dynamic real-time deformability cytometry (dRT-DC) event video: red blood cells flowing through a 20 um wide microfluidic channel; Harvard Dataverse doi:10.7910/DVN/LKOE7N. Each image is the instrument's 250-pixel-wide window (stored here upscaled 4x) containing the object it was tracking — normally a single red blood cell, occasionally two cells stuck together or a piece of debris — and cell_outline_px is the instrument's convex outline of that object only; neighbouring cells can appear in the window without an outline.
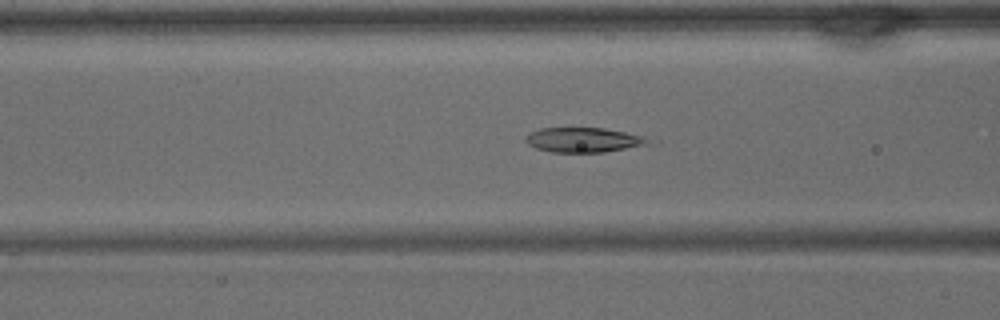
{"species": "common noctule bat (a hibernating species)", "species_latin": "Nyctalus noctula", "temperature_condition": "warm", "stored_images_in_passage": 41, "camera_frame_rate_fps": 3000, "um_per_image_px": 0.085, "animal": {"sex": "male", "body_mass_g": 15.6}, "frame": {"image": 1, "passage_image": 15, "time_ms": 4.667, "image_size_px": [1000, 320], "cell_outline_px": [[652, 140], [648, 144], [604, 152], [552, 152], [536, 148], [528, 144], [524, 140], [524, 136], [540, 128], [604, 128], [644, 136]], "centroid_in_image_um": [49.57, 11.89], "position_along_channel_um": 117.0, "area_um2": 17.57}}
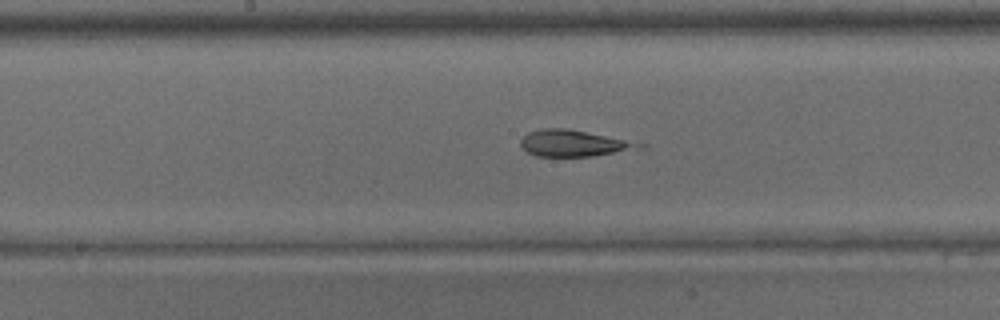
{"frame": {"image": 2, "passage_image": 20, "time_ms": 6.333, "image_size_px": [1000, 320], "cell_outline_px": [[648, 148], [592, 156], [536, 156], [528, 152], [520, 144], [520, 140], [528, 132], [540, 128], [568, 128], [648, 144]], "centroid_in_image_um": [48.83, 12.17], "position_along_channel_um": 199.4, "area_um2": 18.44}}
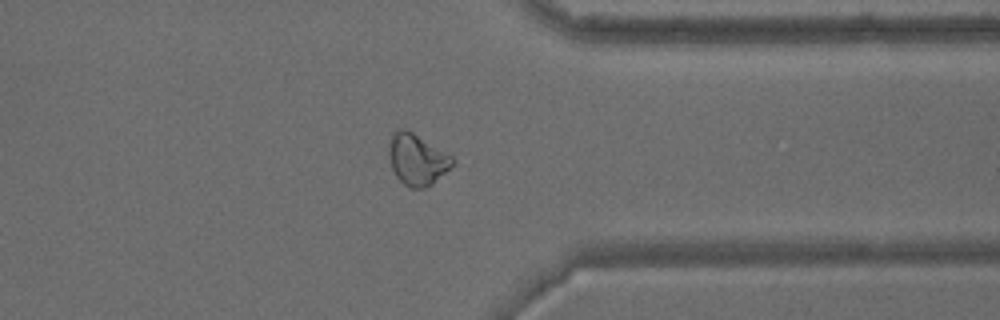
{"frame": {"image": 3, "passage_image": 31, "time_ms": 10.0, "image_size_px": [1000, 320], "cell_outline_px": [[456, 164], [432, 184], [424, 188], [412, 188], [404, 184], [396, 176], [392, 168], [388, 156], [388, 144], [392, 136], [400, 128], [404, 128], [412, 132], [452, 156]], "centroid_in_image_um": [35.46, 13.57], "position_along_channel_um": 375.9, "area_um2": 18.9}}